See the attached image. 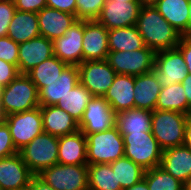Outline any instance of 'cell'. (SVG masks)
Masks as SVG:
<instances>
[{
  "instance_id": "6da1fadb",
  "label": "cell",
  "mask_w": 191,
  "mask_h": 190,
  "mask_svg": "<svg viewBox=\"0 0 191 190\" xmlns=\"http://www.w3.org/2000/svg\"><path fill=\"white\" fill-rule=\"evenodd\" d=\"M135 26L146 47L155 52L176 48L182 37L154 5L141 7Z\"/></svg>"
},
{
  "instance_id": "7a4b0ae2",
  "label": "cell",
  "mask_w": 191,
  "mask_h": 190,
  "mask_svg": "<svg viewBox=\"0 0 191 190\" xmlns=\"http://www.w3.org/2000/svg\"><path fill=\"white\" fill-rule=\"evenodd\" d=\"M39 107V93L27 74H18L4 87L0 110L5 116Z\"/></svg>"
},
{
  "instance_id": "3957f363",
  "label": "cell",
  "mask_w": 191,
  "mask_h": 190,
  "mask_svg": "<svg viewBox=\"0 0 191 190\" xmlns=\"http://www.w3.org/2000/svg\"><path fill=\"white\" fill-rule=\"evenodd\" d=\"M188 117L176 111H152L151 132L163 150L183 145Z\"/></svg>"
},
{
  "instance_id": "277c9868",
  "label": "cell",
  "mask_w": 191,
  "mask_h": 190,
  "mask_svg": "<svg viewBox=\"0 0 191 190\" xmlns=\"http://www.w3.org/2000/svg\"><path fill=\"white\" fill-rule=\"evenodd\" d=\"M87 140V163H112L124 157V141L116 126L109 130L84 134Z\"/></svg>"
},
{
  "instance_id": "5b68a950",
  "label": "cell",
  "mask_w": 191,
  "mask_h": 190,
  "mask_svg": "<svg viewBox=\"0 0 191 190\" xmlns=\"http://www.w3.org/2000/svg\"><path fill=\"white\" fill-rule=\"evenodd\" d=\"M122 136L126 158L131 159L144 170L160 166L163 149L151 131L122 134Z\"/></svg>"
},
{
  "instance_id": "8992f818",
  "label": "cell",
  "mask_w": 191,
  "mask_h": 190,
  "mask_svg": "<svg viewBox=\"0 0 191 190\" xmlns=\"http://www.w3.org/2000/svg\"><path fill=\"white\" fill-rule=\"evenodd\" d=\"M19 153L30 171L38 175L43 169L58 164V137L42 132Z\"/></svg>"
},
{
  "instance_id": "52a82bcc",
  "label": "cell",
  "mask_w": 191,
  "mask_h": 190,
  "mask_svg": "<svg viewBox=\"0 0 191 190\" xmlns=\"http://www.w3.org/2000/svg\"><path fill=\"white\" fill-rule=\"evenodd\" d=\"M55 190H89L87 165L55 164L38 175Z\"/></svg>"
},
{
  "instance_id": "ba28073f",
  "label": "cell",
  "mask_w": 191,
  "mask_h": 190,
  "mask_svg": "<svg viewBox=\"0 0 191 190\" xmlns=\"http://www.w3.org/2000/svg\"><path fill=\"white\" fill-rule=\"evenodd\" d=\"M156 52L148 47L133 51H109L106 61L117 74L139 76L154 69Z\"/></svg>"
},
{
  "instance_id": "9c48e42d",
  "label": "cell",
  "mask_w": 191,
  "mask_h": 190,
  "mask_svg": "<svg viewBox=\"0 0 191 190\" xmlns=\"http://www.w3.org/2000/svg\"><path fill=\"white\" fill-rule=\"evenodd\" d=\"M4 122L10 130L13 144L18 152L44 132L40 106L33 110L9 114L4 117Z\"/></svg>"
},
{
  "instance_id": "30bf717a",
  "label": "cell",
  "mask_w": 191,
  "mask_h": 190,
  "mask_svg": "<svg viewBox=\"0 0 191 190\" xmlns=\"http://www.w3.org/2000/svg\"><path fill=\"white\" fill-rule=\"evenodd\" d=\"M78 67L79 83L92 96L104 97L117 73L105 60L83 61Z\"/></svg>"
},
{
  "instance_id": "8fae6325",
  "label": "cell",
  "mask_w": 191,
  "mask_h": 190,
  "mask_svg": "<svg viewBox=\"0 0 191 190\" xmlns=\"http://www.w3.org/2000/svg\"><path fill=\"white\" fill-rule=\"evenodd\" d=\"M182 53L177 49L156 52L153 73L162 87L181 83L188 75Z\"/></svg>"
},
{
  "instance_id": "7c38bea8",
  "label": "cell",
  "mask_w": 191,
  "mask_h": 190,
  "mask_svg": "<svg viewBox=\"0 0 191 190\" xmlns=\"http://www.w3.org/2000/svg\"><path fill=\"white\" fill-rule=\"evenodd\" d=\"M116 113L104 97L93 96L78 123L83 134H92L115 126Z\"/></svg>"
},
{
  "instance_id": "4fadbf2b",
  "label": "cell",
  "mask_w": 191,
  "mask_h": 190,
  "mask_svg": "<svg viewBox=\"0 0 191 190\" xmlns=\"http://www.w3.org/2000/svg\"><path fill=\"white\" fill-rule=\"evenodd\" d=\"M84 20L78 19L68 30L53 42V54L67 65L79 66L83 62L82 39Z\"/></svg>"
},
{
  "instance_id": "5bb4252c",
  "label": "cell",
  "mask_w": 191,
  "mask_h": 190,
  "mask_svg": "<svg viewBox=\"0 0 191 190\" xmlns=\"http://www.w3.org/2000/svg\"><path fill=\"white\" fill-rule=\"evenodd\" d=\"M141 7L140 2L105 0L101 14L96 20L108 30L134 26Z\"/></svg>"
},
{
  "instance_id": "9a60e30c",
  "label": "cell",
  "mask_w": 191,
  "mask_h": 190,
  "mask_svg": "<svg viewBox=\"0 0 191 190\" xmlns=\"http://www.w3.org/2000/svg\"><path fill=\"white\" fill-rule=\"evenodd\" d=\"M83 61L105 60L109 53L108 29L97 20H84Z\"/></svg>"
},
{
  "instance_id": "2e32d148",
  "label": "cell",
  "mask_w": 191,
  "mask_h": 190,
  "mask_svg": "<svg viewBox=\"0 0 191 190\" xmlns=\"http://www.w3.org/2000/svg\"><path fill=\"white\" fill-rule=\"evenodd\" d=\"M34 174L23 161L20 153L0 158V189L17 190L29 186Z\"/></svg>"
},
{
  "instance_id": "e0dca14e",
  "label": "cell",
  "mask_w": 191,
  "mask_h": 190,
  "mask_svg": "<svg viewBox=\"0 0 191 190\" xmlns=\"http://www.w3.org/2000/svg\"><path fill=\"white\" fill-rule=\"evenodd\" d=\"M54 56L53 42L43 36H38L19 44L18 72L27 74L44 60Z\"/></svg>"
},
{
  "instance_id": "ac0fdd59",
  "label": "cell",
  "mask_w": 191,
  "mask_h": 190,
  "mask_svg": "<svg viewBox=\"0 0 191 190\" xmlns=\"http://www.w3.org/2000/svg\"><path fill=\"white\" fill-rule=\"evenodd\" d=\"M79 83V70L77 66L67 65L60 76L47 83L39 93V106L56 105L68 91L72 90Z\"/></svg>"
},
{
  "instance_id": "d6986e66",
  "label": "cell",
  "mask_w": 191,
  "mask_h": 190,
  "mask_svg": "<svg viewBox=\"0 0 191 190\" xmlns=\"http://www.w3.org/2000/svg\"><path fill=\"white\" fill-rule=\"evenodd\" d=\"M40 36L54 40L63 36L78 19L75 15L50 7H44L37 13Z\"/></svg>"
},
{
  "instance_id": "ffe728a7",
  "label": "cell",
  "mask_w": 191,
  "mask_h": 190,
  "mask_svg": "<svg viewBox=\"0 0 191 190\" xmlns=\"http://www.w3.org/2000/svg\"><path fill=\"white\" fill-rule=\"evenodd\" d=\"M134 94V76L117 74L104 98L117 114L135 108Z\"/></svg>"
},
{
  "instance_id": "44dd1931",
  "label": "cell",
  "mask_w": 191,
  "mask_h": 190,
  "mask_svg": "<svg viewBox=\"0 0 191 190\" xmlns=\"http://www.w3.org/2000/svg\"><path fill=\"white\" fill-rule=\"evenodd\" d=\"M87 140L80 131L58 137V163L88 165Z\"/></svg>"
},
{
  "instance_id": "7402d4cb",
  "label": "cell",
  "mask_w": 191,
  "mask_h": 190,
  "mask_svg": "<svg viewBox=\"0 0 191 190\" xmlns=\"http://www.w3.org/2000/svg\"><path fill=\"white\" fill-rule=\"evenodd\" d=\"M160 167L184 184L191 177V150L184 145L163 150Z\"/></svg>"
},
{
  "instance_id": "603a6c76",
  "label": "cell",
  "mask_w": 191,
  "mask_h": 190,
  "mask_svg": "<svg viewBox=\"0 0 191 190\" xmlns=\"http://www.w3.org/2000/svg\"><path fill=\"white\" fill-rule=\"evenodd\" d=\"M191 0H158L154 7L182 36L191 35Z\"/></svg>"
},
{
  "instance_id": "cb8c5ba5",
  "label": "cell",
  "mask_w": 191,
  "mask_h": 190,
  "mask_svg": "<svg viewBox=\"0 0 191 190\" xmlns=\"http://www.w3.org/2000/svg\"><path fill=\"white\" fill-rule=\"evenodd\" d=\"M44 132L54 136H64L79 130L78 122L60 107L40 106Z\"/></svg>"
},
{
  "instance_id": "d4e9b609",
  "label": "cell",
  "mask_w": 191,
  "mask_h": 190,
  "mask_svg": "<svg viewBox=\"0 0 191 190\" xmlns=\"http://www.w3.org/2000/svg\"><path fill=\"white\" fill-rule=\"evenodd\" d=\"M161 88L162 86L152 71L134 76L135 108L154 111Z\"/></svg>"
},
{
  "instance_id": "484cf974",
  "label": "cell",
  "mask_w": 191,
  "mask_h": 190,
  "mask_svg": "<svg viewBox=\"0 0 191 190\" xmlns=\"http://www.w3.org/2000/svg\"><path fill=\"white\" fill-rule=\"evenodd\" d=\"M7 36L19 44L40 36L37 13L16 10Z\"/></svg>"
},
{
  "instance_id": "4316f807",
  "label": "cell",
  "mask_w": 191,
  "mask_h": 190,
  "mask_svg": "<svg viewBox=\"0 0 191 190\" xmlns=\"http://www.w3.org/2000/svg\"><path fill=\"white\" fill-rule=\"evenodd\" d=\"M152 111L130 109L116 114L115 126L121 134L151 131Z\"/></svg>"
},
{
  "instance_id": "83f0119b",
  "label": "cell",
  "mask_w": 191,
  "mask_h": 190,
  "mask_svg": "<svg viewBox=\"0 0 191 190\" xmlns=\"http://www.w3.org/2000/svg\"><path fill=\"white\" fill-rule=\"evenodd\" d=\"M109 51H133L146 45L136 26L108 30Z\"/></svg>"
},
{
  "instance_id": "f1b7e54d",
  "label": "cell",
  "mask_w": 191,
  "mask_h": 190,
  "mask_svg": "<svg viewBox=\"0 0 191 190\" xmlns=\"http://www.w3.org/2000/svg\"><path fill=\"white\" fill-rule=\"evenodd\" d=\"M181 83L171 84L162 87L158 95L155 110H168L191 115V108L188 106L186 94Z\"/></svg>"
},
{
  "instance_id": "f546056e",
  "label": "cell",
  "mask_w": 191,
  "mask_h": 190,
  "mask_svg": "<svg viewBox=\"0 0 191 190\" xmlns=\"http://www.w3.org/2000/svg\"><path fill=\"white\" fill-rule=\"evenodd\" d=\"M92 97V94L82 84L78 83L59 100L56 106L66 111L79 123L86 109V105Z\"/></svg>"
},
{
  "instance_id": "4dcf8cb0",
  "label": "cell",
  "mask_w": 191,
  "mask_h": 190,
  "mask_svg": "<svg viewBox=\"0 0 191 190\" xmlns=\"http://www.w3.org/2000/svg\"><path fill=\"white\" fill-rule=\"evenodd\" d=\"M89 190H122L110 164H88Z\"/></svg>"
},
{
  "instance_id": "1f68e13d",
  "label": "cell",
  "mask_w": 191,
  "mask_h": 190,
  "mask_svg": "<svg viewBox=\"0 0 191 190\" xmlns=\"http://www.w3.org/2000/svg\"><path fill=\"white\" fill-rule=\"evenodd\" d=\"M66 66V63L61 61L56 56H52L51 58L44 60L39 65L35 66L27 73V75L39 91L41 88L47 86V83L58 78Z\"/></svg>"
},
{
  "instance_id": "d6a6232c",
  "label": "cell",
  "mask_w": 191,
  "mask_h": 190,
  "mask_svg": "<svg viewBox=\"0 0 191 190\" xmlns=\"http://www.w3.org/2000/svg\"><path fill=\"white\" fill-rule=\"evenodd\" d=\"M109 164L122 190L133 186L144 177L145 170L125 156Z\"/></svg>"
},
{
  "instance_id": "836d02e7",
  "label": "cell",
  "mask_w": 191,
  "mask_h": 190,
  "mask_svg": "<svg viewBox=\"0 0 191 190\" xmlns=\"http://www.w3.org/2000/svg\"><path fill=\"white\" fill-rule=\"evenodd\" d=\"M149 190H183V183L160 166L145 170L143 177Z\"/></svg>"
},
{
  "instance_id": "e575fe53",
  "label": "cell",
  "mask_w": 191,
  "mask_h": 190,
  "mask_svg": "<svg viewBox=\"0 0 191 190\" xmlns=\"http://www.w3.org/2000/svg\"><path fill=\"white\" fill-rule=\"evenodd\" d=\"M105 0H76V18L80 20H96L101 14Z\"/></svg>"
},
{
  "instance_id": "d590c367",
  "label": "cell",
  "mask_w": 191,
  "mask_h": 190,
  "mask_svg": "<svg viewBox=\"0 0 191 190\" xmlns=\"http://www.w3.org/2000/svg\"><path fill=\"white\" fill-rule=\"evenodd\" d=\"M19 43L10 37H0V59L18 67Z\"/></svg>"
},
{
  "instance_id": "8d00e7d4",
  "label": "cell",
  "mask_w": 191,
  "mask_h": 190,
  "mask_svg": "<svg viewBox=\"0 0 191 190\" xmlns=\"http://www.w3.org/2000/svg\"><path fill=\"white\" fill-rule=\"evenodd\" d=\"M14 0H0V37H6L8 27L16 12Z\"/></svg>"
},
{
  "instance_id": "74e56055",
  "label": "cell",
  "mask_w": 191,
  "mask_h": 190,
  "mask_svg": "<svg viewBox=\"0 0 191 190\" xmlns=\"http://www.w3.org/2000/svg\"><path fill=\"white\" fill-rule=\"evenodd\" d=\"M16 153H18V151L13 144L10 130L3 121L0 124V158L8 157Z\"/></svg>"
},
{
  "instance_id": "f35d334b",
  "label": "cell",
  "mask_w": 191,
  "mask_h": 190,
  "mask_svg": "<svg viewBox=\"0 0 191 190\" xmlns=\"http://www.w3.org/2000/svg\"><path fill=\"white\" fill-rule=\"evenodd\" d=\"M19 72L14 64L5 62L0 59V84L7 86L18 76Z\"/></svg>"
},
{
  "instance_id": "ab89813d",
  "label": "cell",
  "mask_w": 191,
  "mask_h": 190,
  "mask_svg": "<svg viewBox=\"0 0 191 190\" xmlns=\"http://www.w3.org/2000/svg\"><path fill=\"white\" fill-rule=\"evenodd\" d=\"M17 10L38 13L47 7L46 0H14Z\"/></svg>"
},
{
  "instance_id": "60d3db41",
  "label": "cell",
  "mask_w": 191,
  "mask_h": 190,
  "mask_svg": "<svg viewBox=\"0 0 191 190\" xmlns=\"http://www.w3.org/2000/svg\"><path fill=\"white\" fill-rule=\"evenodd\" d=\"M47 7L67 12L76 16V0H46Z\"/></svg>"
},
{
  "instance_id": "b9f144b4",
  "label": "cell",
  "mask_w": 191,
  "mask_h": 190,
  "mask_svg": "<svg viewBox=\"0 0 191 190\" xmlns=\"http://www.w3.org/2000/svg\"><path fill=\"white\" fill-rule=\"evenodd\" d=\"M176 48L182 53L188 74L191 75V35L182 36Z\"/></svg>"
},
{
  "instance_id": "7bdbcfd3",
  "label": "cell",
  "mask_w": 191,
  "mask_h": 190,
  "mask_svg": "<svg viewBox=\"0 0 191 190\" xmlns=\"http://www.w3.org/2000/svg\"><path fill=\"white\" fill-rule=\"evenodd\" d=\"M30 190H55L50 185L45 183L37 175H34L29 184Z\"/></svg>"
},
{
  "instance_id": "ee69618b",
  "label": "cell",
  "mask_w": 191,
  "mask_h": 190,
  "mask_svg": "<svg viewBox=\"0 0 191 190\" xmlns=\"http://www.w3.org/2000/svg\"><path fill=\"white\" fill-rule=\"evenodd\" d=\"M183 88H184V93L186 94L188 106L191 108V75L188 74L187 77L181 82Z\"/></svg>"
},
{
  "instance_id": "f6af8a7d",
  "label": "cell",
  "mask_w": 191,
  "mask_h": 190,
  "mask_svg": "<svg viewBox=\"0 0 191 190\" xmlns=\"http://www.w3.org/2000/svg\"><path fill=\"white\" fill-rule=\"evenodd\" d=\"M184 146L191 150V115L187 118L184 132Z\"/></svg>"
},
{
  "instance_id": "bcb514c9",
  "label": "cell",
  "mask_w": 191,
  "mask_h": 190,
  "mask_svg": "<svg viewBox=\"0 0 191 190\" xmlns=\"http://www.w3.org/2000/svg\"><path fill=\"white\" fill-rule=\"evenodd\" d=\"M123 190H149L148 184L144 178H142L140 181H138L133 186L123 189Z\"/></svg>"
},
{
  "instance_id": "7dc6e473",
  "label": "cell",
  "mask_w": 191,
  "mask_h": 190,
  "mask_svg": "<svg viewBox=\"0 0 191 190\" xmlns=\"http://www.w3.org/2000/svg\"><path fill=\"white\" fill-rule=\"evenodd\" d=\"M158 0H140L142 6L154 5Z\"/></svg>"
},
{
  "instance_id": "c3c4849f",
  "label": "cell",
  "mask_w": 191,
  "mask_h": 190,
  "mask_svg": "<svg viewBox=\"0 0 191 190\" xmlns=\"http://www.w3.org/2000/svg\"><path fill=\"white\" fill-rule=\"evenodd\" d=\"M183 190H191V177L184 183Z\"/></svg>"
},
{
  "instance_id": "681fc988",
  "label": "cell",
  "mask_w": 191,
  "mask_h": 190,
  "mask_svg": "<svg viewBox=\"0 0 191 190\" xmlns=\"http://www.w3.org/2000/svg\"><path fill=\"white\" fill-rule=\"evenodd\" d=\"M4 87H5V86H3V85L0 84V106H1V103H2V96H3Z\"/></svg>"
},
{
  "instance_id": "f907efd6",
  "label": "cell",
  "mask_w": 191,
  "mask_h": 190,
  "mask_svg": "<svg viewBox=\"0 0 191 190\" xmlns=\"http://www.w3.org/2000/svg\"><path fill=\"white\" fill-rule=\"evenodd\" d=\"M115 1L140 2V0H115Z\"/></svg>"
},
{
  "instance_id": "816d5d0a",
  "label": "cell",
  "mask_w": 191,
  "mask_h": 190,
  "mask_svg": "<svg viewBox=\"0 0 191 190\" xmlns=\"http://www.w3.org/2000/svg\"><path fill=\"white\" fill-rule=\"evenodd\" d=\"M4 121V115L2 114V111L0 110V124Z\"/></svg>"
},
{
  "instance_id": "f5cc1de1",
  "label": "cell",
  "mask_w": 191,
  "mask_h": 190,
  "mask_svg": "<svg viewBox=\"0 0 191 190\" xmlns=\"http://www.w3.org/2000/svg\"><path fill=\"white\" fill-rule=\"evenodd\" d=\"M189 18H190V23H191V1H190V6H189Z\"/></svg>"
},
{
  "instance_id": "db71d44e",
  "label": "cell",
  "mask_w": 191,
  "mask_h": 190,
  "mask_svg": "<svg viewBox=\"0 0 191 190\" xmlns=\"http://www.w3.org/2000/svg\"><path fill=\"white\" fill-rule=\"evenodd\" d=\"M17 190H30L29 186L22 188V189H17Z\"/></svg>"
}]
</instances>
